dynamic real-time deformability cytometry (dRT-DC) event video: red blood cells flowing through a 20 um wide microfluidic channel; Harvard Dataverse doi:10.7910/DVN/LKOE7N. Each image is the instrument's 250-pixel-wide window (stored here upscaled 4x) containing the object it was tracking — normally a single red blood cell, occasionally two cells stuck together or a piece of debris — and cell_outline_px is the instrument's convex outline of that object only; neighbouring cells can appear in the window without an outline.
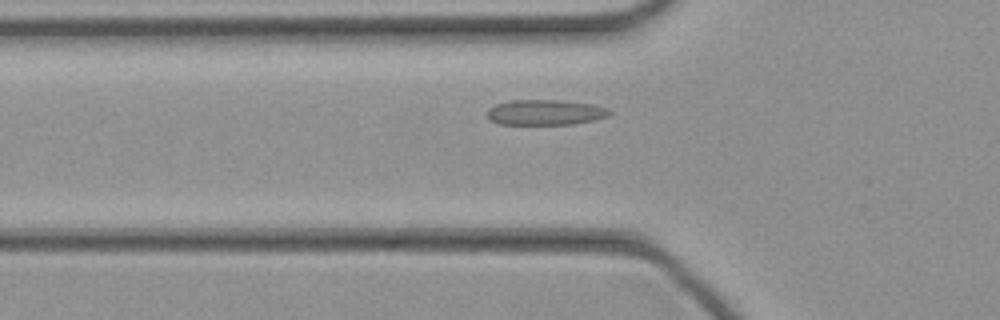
{"species": "common noctule bat (a hibernating species)", "species_latin": "Nyctalus noctula", "temperature_condition": "cold", "stored_images_in_passage": 39, "camera_frame_rate_fps": 3000, "um_per_image_px": 0.085, "animal": {"sex": "female", "body_mass_g": 21.9}, "frame": {"image": 1, "passage_image": 9, "time_ms": 2.667, "image_size_px": [1000, 320], "cell_outline_px": [[612, 112], [608, 116], [596, 120], [572, 124], [500, 124], [488, 120], [488, 108], [496, 104], [508, 100], [560, 100], [592, 104], [608, 108]], "centroid_in_image_um": [46.35, 9.55], "position_along_channel_um": 79.5, "area_um2": 18.21}}
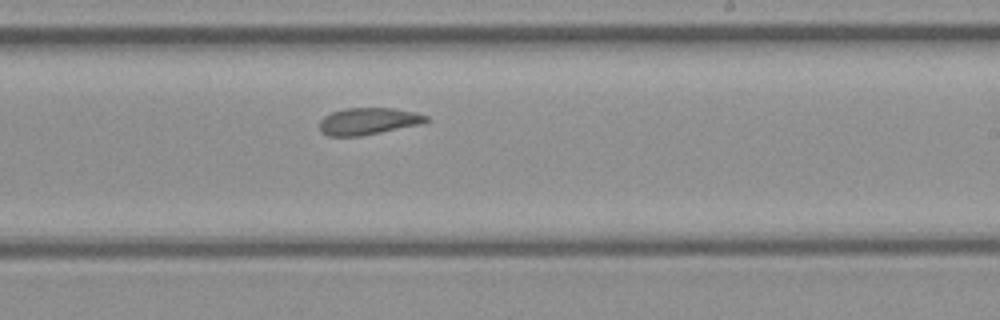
{"frame": {"image": 2, "passage_image": 21, "time_ms": 6.667, "image_size_px": [1000, 320], "cell_outline_px": [[428, 120], [424, 124], [360, 136], [328, 136], [320, 132], [320, 120], [324, 116], [332, 112], [344, 108], [396, 108], [416, 112], [428, 116]], "centroid_in_image_um": [31.33, 10.3], "position_along_channel_um": 257.7, "area_um2": 16.94}}
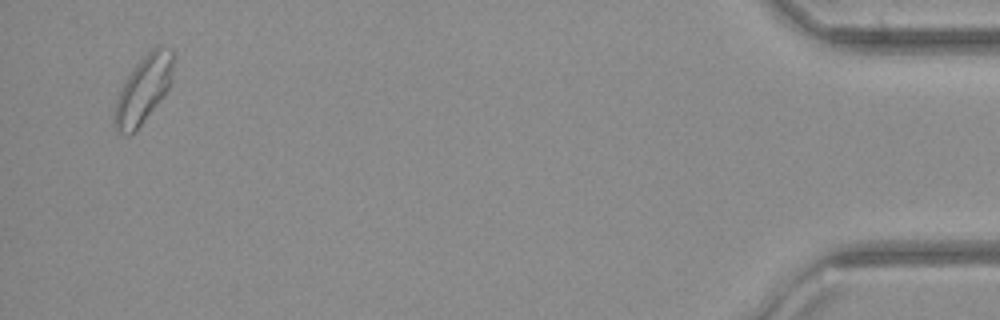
{"frame": {"image": 3, "passage_image": 38, "time_ms": 12.333, "image_size_px": [1000, 320], "cell_outline_px": [[176, 56], [172, 84], [164, 96], [136, 132], [128, 136], [116, 132], [112, 124], [112, 116], [116, 100], [120, 88], [124, 80], [136, 64], [156, 44], [160, 44], [172, 48], [176, 52]], "centroid_in_image_um": [12.22, 7.59], "position_along_channel_um": 423.0, "area_um2": 24.33}}